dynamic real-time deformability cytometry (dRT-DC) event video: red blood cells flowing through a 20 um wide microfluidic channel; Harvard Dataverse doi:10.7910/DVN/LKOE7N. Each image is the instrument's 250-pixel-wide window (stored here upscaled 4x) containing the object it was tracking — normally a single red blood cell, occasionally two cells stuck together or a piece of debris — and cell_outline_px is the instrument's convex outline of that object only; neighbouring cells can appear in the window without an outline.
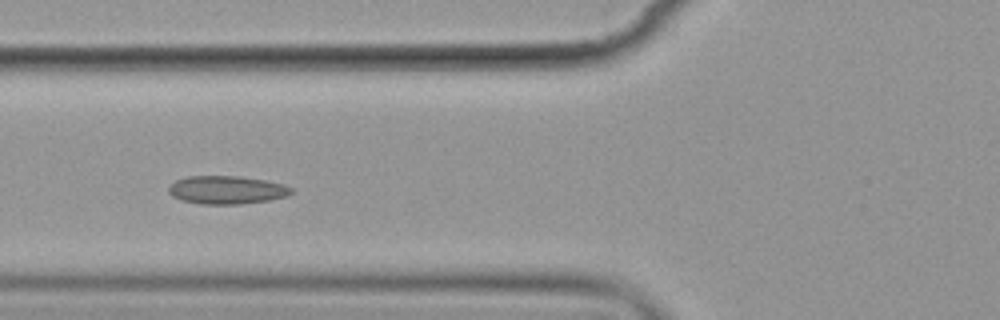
{"species": "common noctule bat (a hibernating species)", "species_latin": "Nyctalus noctula", "temperature_condition": "cold", "stored_images_in_passage": 9, "camera_frame_rate_fps": 3000, "um_per_image_px": 0.085, "animal": {"sex": "female", "body_mass_g": 19.9}, "frame": {"image": 1, "passage_image": 6, "time_ms": 5.667, "image_size_px": [1000, 320], "cell_outline_px": [[292, 192], [288, 196], [268, 200], [240, 204], [200, 204], [184, 200], [172, 196], [168, 192], [168, 188], [176, 180], [188, 176], [240, 176], [264, 180], [284, 184], [292, 188]], "centroid_in_image_um": [19.28, 16.14], "position_along_channel_um": 106.5, "area_um2": 20.06}}
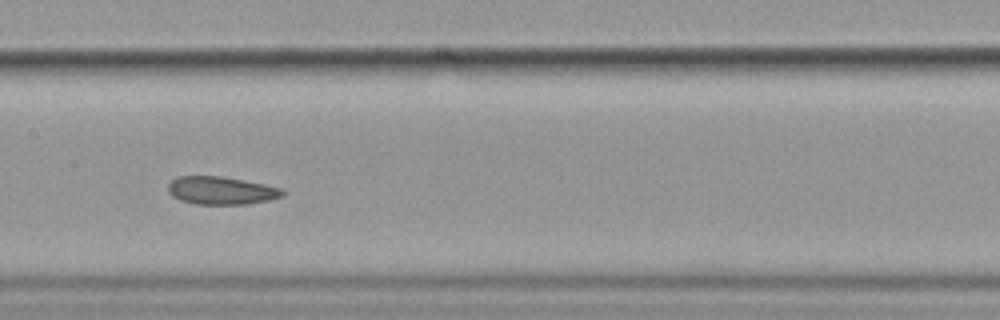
{"frame": {"image": 2, "passage_image": 8, "time_ms": 8.0, "image_size_px": [1000, 320], "cell_outline_px": [[284, 196], [268, 200], [248, 204], [196, 204], [180, 200], [172, 196], [168, 192], [168, 184], [176, 176], [220, 176], [244, 180], [264, 184], [280, 188], [284, 192]], "centroid_in_image_um": [18.78, 16.19], "position_along_channel_um": 188.6, "area_um2": 18.61}}
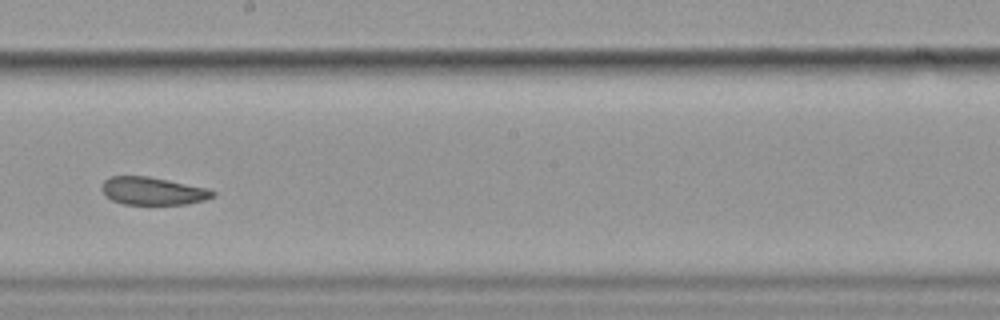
{"frame": {"image": 3, "passage_image": 9, "time_ms": 9.333, "image_size_px": [1000, 320], "cell_outline_px": [[216, 196], [204, 200], [188, 204], [124, 204], [112, 200], [100, 188], [100, 184], [104, 180], [112, 176], [148, 176], [208, 188], [216, 192]], "centroid_in_image_um": [13.01, 16.23], "position_along_channel_um": 235.2, "area_um2": 17.98}}